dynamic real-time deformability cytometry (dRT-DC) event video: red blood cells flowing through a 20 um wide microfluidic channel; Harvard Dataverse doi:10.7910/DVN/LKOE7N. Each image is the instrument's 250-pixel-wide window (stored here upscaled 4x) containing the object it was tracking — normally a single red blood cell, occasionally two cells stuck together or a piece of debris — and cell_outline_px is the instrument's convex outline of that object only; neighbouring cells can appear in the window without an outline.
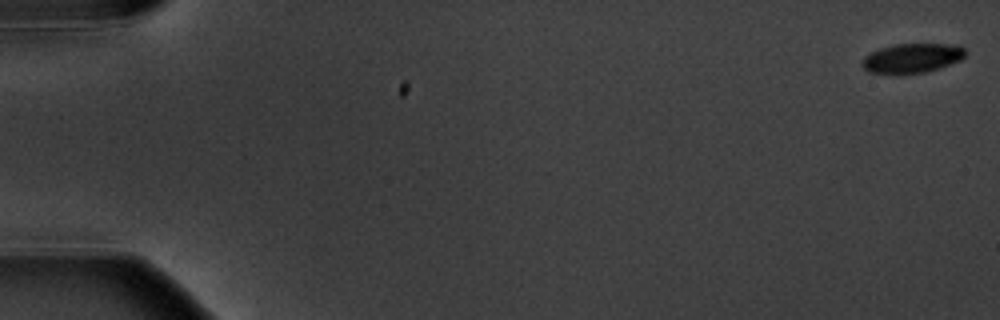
{"species": "common noctule bat (a hibernating species)", "species_latin": "Nyctalus noctula", "temperature_condition": "warm", "stored_images_in_passage": 6, "camera_frame_rate_fps": 3000, "um_per_image_px": 0.085, "animal": {"sex": "male", "body_mass_g": 20.1, "forearm_length_mm": 53.5}, "frame": {"image": 1, "passage_image": 1, "time_ms": 0.0, "image_size_px": [1000, 320], "cell_outline_px": [[968, 52], [960, 60], [924, 72], [904, 76], [896, 76], [868, 72], [860, 64], [864, 56], [880, 48], [896, 44], [956, 44], [964, 48]], "centroid_in_image_um": [77.47, 4.97], "position_along_channel_um": 7.5, "area_um2": 18.15}}
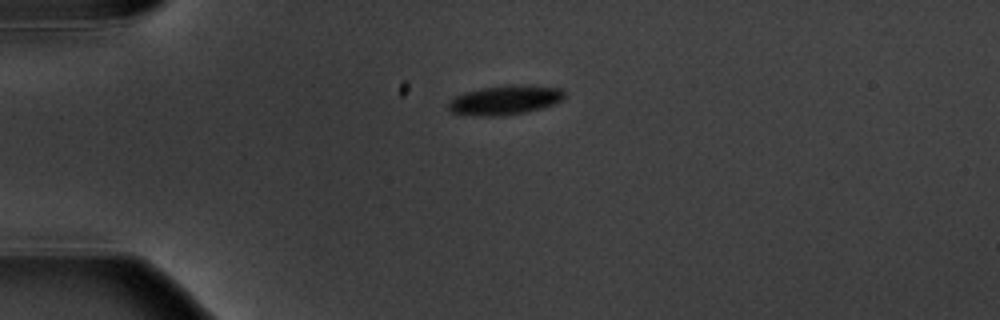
{"frame": {"image": 2, "passage_image": 5, "time_ms": 4.667, "image_size_px": [1000, 320], "cell_outline_px": [[564, 100], [540, 108], [524, 112], [504, 116], [476, 116], [452, 112], [448, 108], [448, 104], [456, 96], [464, 92], [480, 88], [512, 84], [524, 84], [560, 88], [564, 92]], "centroid_in_image_um": [42.93, 8.49], "position_along_channel_um": 42.1, "area_um2": 19.88}}